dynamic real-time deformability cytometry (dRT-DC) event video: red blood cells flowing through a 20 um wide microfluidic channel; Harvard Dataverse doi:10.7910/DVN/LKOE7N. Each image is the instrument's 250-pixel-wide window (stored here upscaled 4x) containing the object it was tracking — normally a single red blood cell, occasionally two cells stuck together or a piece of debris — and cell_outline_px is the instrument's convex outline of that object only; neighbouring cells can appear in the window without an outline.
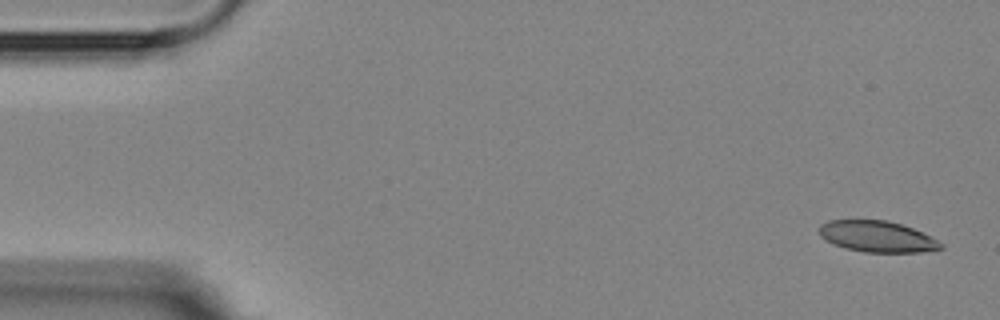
{"species": "Egyptian fruit bat (a non-hibernating species)", "species_latin": "Rousettus aegyptiacus", "temperature_condition": "room temperature", "stored_images_in_passage": 10, "camera_frame_rate_fps": 3000, "um_per_image_px": 0.085, "animal": {"sex": "female"}, "frame": {"image": 1, "passage_image": 1, "time_ms": 0.0, "image_size_px": [1000, 320], "cell_outline_px": [[944, 248], [920, 252], [864, 252], [848, 248], [824, 240], [820, 236], [820, 224], [828, 220], [888, 220], [912, 228], [944, 244]], "centroid_in_image_um": [74.54, 20.1], "position_along_channel_um": 10.5, "area_um2": 21.79}}
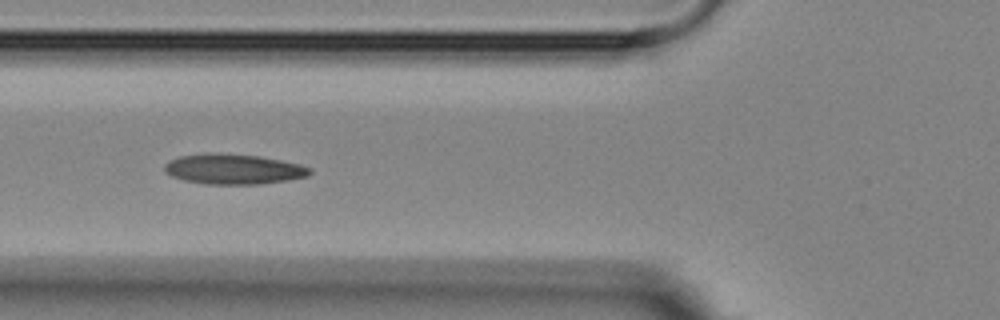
{"frame": {"image": 2, "passage_image": 6, "time_ms": 6.0, "image_size_px": [1000, 320], "cell_outline_px": [[312, 172], [308, 176], [288, 180], [260, 184], [204, 184], [184, 180], [172, 176], [164, 172], [164, 164], [180, 156], [208, 152], [212, 152], [260, 156], [300, 164], [312, 168]], "centroid_in_image_um": [19.85, 14.37], "position_along_channel_um": 105.9, "area_um2": 25.72}}
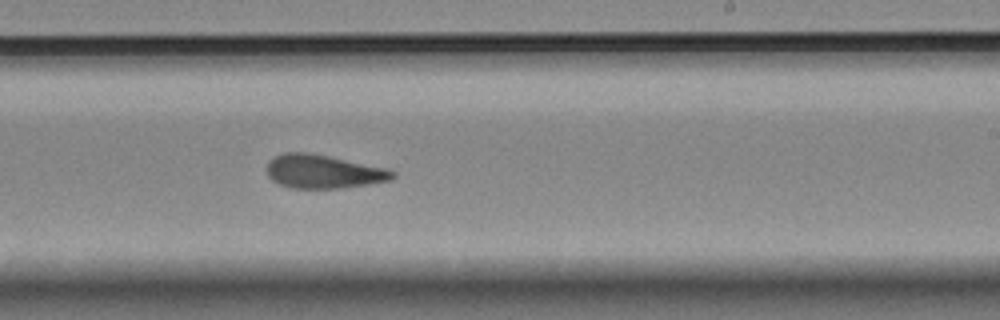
{"frame": {"image": 3, "passage_image": 10, "time_ms": 10.333, "image_size_px": [1000, 320], "cell_outline_px": [[396, 176], [392, 180], [368, 184], [340, 188], [292, 188], [280, 184], [272, 180], [268, 176], [268, 160], [284, 152], [308, 152], [388, 168], [396, 172]], "centroid_in_image_um": [27.51, 14.58], "position_along_channel_um": 261.5, "area_um2": 24.62}}